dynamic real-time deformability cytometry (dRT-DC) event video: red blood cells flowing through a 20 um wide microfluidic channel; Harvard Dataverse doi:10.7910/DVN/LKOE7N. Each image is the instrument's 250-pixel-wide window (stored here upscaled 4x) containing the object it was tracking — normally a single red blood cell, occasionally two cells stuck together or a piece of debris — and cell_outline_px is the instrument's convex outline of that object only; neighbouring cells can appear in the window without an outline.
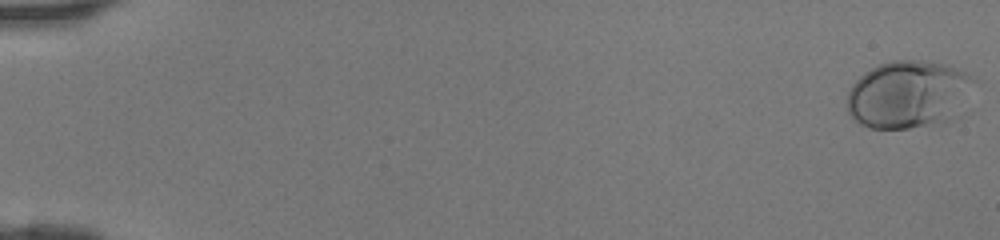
{"species": "human", "species_latin": "Homo sapiens", "temperature_condition": "room temperature", "stored_images_in_passage": 46, "camera_frame_rate_fps": 3000, "um_per_image_px": 0.085, "donor": {"sex": "female"}, "frame": {"image": 1, "passage_image": 1, "time_ms": 0.0, "image_size_px": [1000, 240], "cell_outline_px": [[976, 80], [952, 120], [948, 124], [908, 128], [868, 128], [852, 120], [848, 112], [848, 92], [852, 84], [864, 72], [880, 64], [892, 60], [924, 60], [948, 64], [964, 72]], "centroid_in_image_um": [77.19, 8.04], "position_along_channel_um": 7.8, "area_um2": 50.34}}
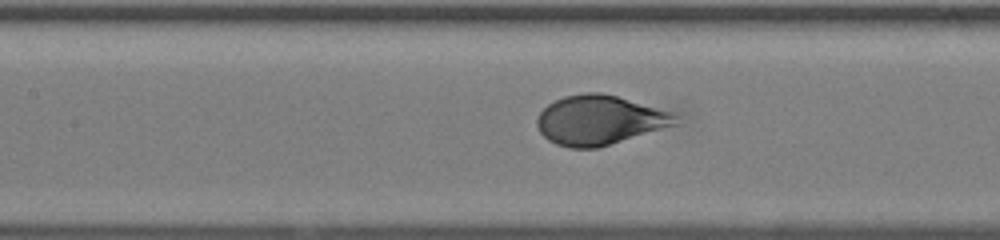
{"frame": {"image": 2, "passage_image": 23, "time_ms": 7.333, "image_size_px": [1000, 240], "cell_outline_px": [[680, 124], [596, 148], [568, 148], [556, 144], [548, 140], [540, 132], [536, 124], [536, 120], [540, 112], [548, 104], [564, 96], [584, 92], [600, 92], [616, 96], [672, 112], [676, 116]], "centroid_in_image_um": [50.95, 10.21], "position_along_channel_um": 156.5, "area_um2": 39.82}}
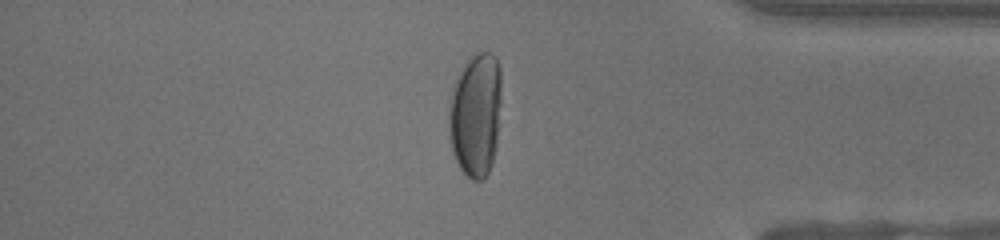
{"frame": {"image": 3, "passage_image": 40, "time_ms": 13.0, "image_size_px": [1000, 240], "cell_outline_px": [[500, 104], [496, 148], [488, 172], [480, 180], [472, 180], [460, 168], [452, 152], [448, 132], [448, 112], [452, 84], [464, 64], [472, 52], [492, 52], [496, 56], [500, 68]], "centroid_in_image_um": [40.4, 9.69], "position_along_channel_um": 394.8, "area_um2": 38.44}}